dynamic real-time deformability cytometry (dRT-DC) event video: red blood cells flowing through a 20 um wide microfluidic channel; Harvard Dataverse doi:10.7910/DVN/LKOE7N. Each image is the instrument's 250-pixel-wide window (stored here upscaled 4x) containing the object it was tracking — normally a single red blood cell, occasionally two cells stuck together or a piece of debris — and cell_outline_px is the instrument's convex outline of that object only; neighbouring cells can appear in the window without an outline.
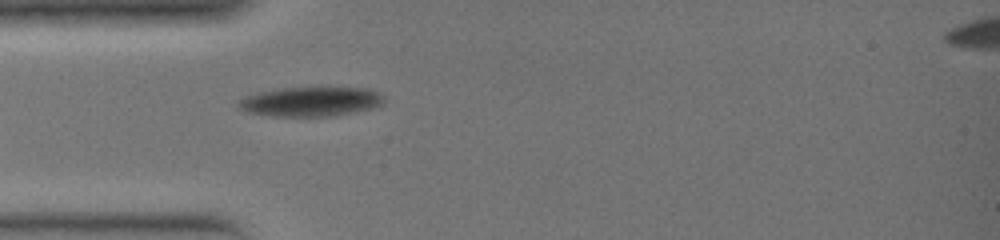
{"species": "common noctule bat (a hibernating species)", "species_latin": "Nyctalus noctula", "temperature_condition": "warm", "stored_images_in_passage": 23, "camera_frame_rate_fps": 3000, "um_per_image_px": 0.085, "animal": {"sex": "female", "body_mass_g": 19.0, "forearm_length_mm": 51.5}, "frame": {"image": 1, "passage_image": 1, "time_ms": 0.0, "image_size_px": [1000, 240], "cell_outline_px": [[384, 104], [372, 108], [356, 112], [336, 116], [272, 116], [248, 112], [240, 108], [236, 104], [240, 100], [248, 96], [260, 92], [280, 88], [368, 88], [380, 92], [384, 96]], "centroid_in_image_um": [26.48, 8.64], "position_along_channel_um": 58.5, "area_um2": 24.97}}
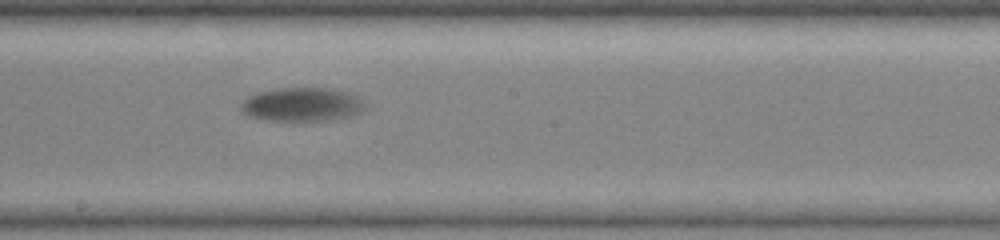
{"frame": {"image": 2, "passage_image": 11, "time_ms": 3.333, "image_size_px": [1000, 240], "cell_outline_px": [[368, 108], [360, 112], [348, 116], [328, 120], [264, 120], [248, 116], [240, 108], [240, 104], [248, 96], [256, 92], [280, 88], [332, 88], [360, 96]], "centroid_in_image_um": [25.68, 8.87], "position_along_channel_um": 222.5, "area_um2": 24.51}}
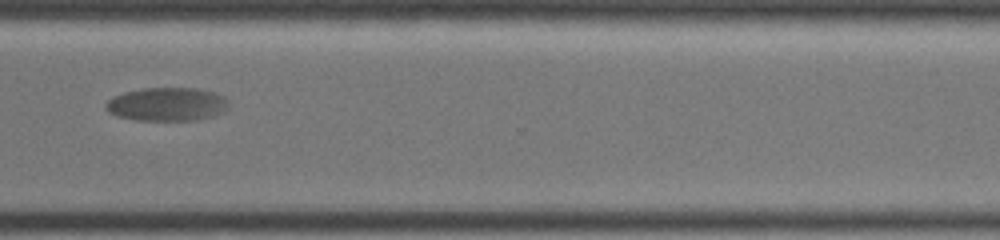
{"frame": {"image": 3, "passage_image": 19, "time_ms": 6.0, "image_size_px": [1000, 240], "cell_outline_px": [[228, 108], [224, 112], [212, 116], [196, 120], [136, 120], [116, 116], [108, 112], [104, 108], [104, 104], [112, 96], [124, 92], [144, 88], [196, 88], [216, 92], [224, 96], [228, 100]], "centroid_in_image_um": [14.19, 8.86], "position_along_channel_um": 356.4, "area_um2": 24.28}}